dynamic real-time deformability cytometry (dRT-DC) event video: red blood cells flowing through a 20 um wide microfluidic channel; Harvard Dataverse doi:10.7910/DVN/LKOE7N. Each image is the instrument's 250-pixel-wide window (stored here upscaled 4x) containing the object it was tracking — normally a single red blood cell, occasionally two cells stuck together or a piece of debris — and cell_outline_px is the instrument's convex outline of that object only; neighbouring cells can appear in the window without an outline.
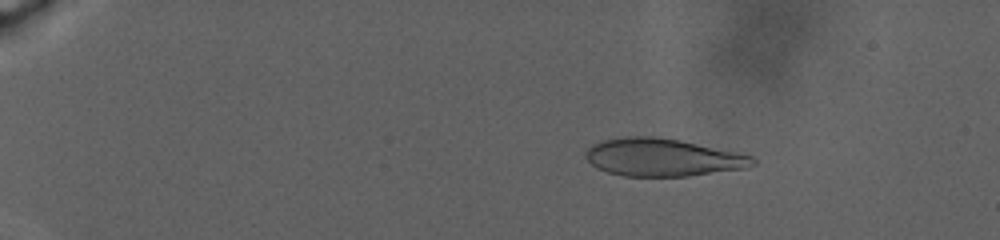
{"species": "human", "species_latin": "Homo sapiens", "temperature_condition": "warm", "stored_images_in_passage": 113, "camera_frame_rate_fps": 3000, "um_per_image_px": 0.085, "donor": {"sex": "male"}, "frame": {"image": 1, "passage_image": 21, "time_ms": 5.667, "image_size_px": [1000, 240], "cell_outline_px": [[756, 164], [748, 168], [688, 176], [624, 176], [608, 172], [596, 168], [584, 156], [584, 152], [592, 144], [600, 140], [628, 136], [652, 136], [680, 140], [736, 152], [752, 156], [756, 160]], "centroid_in_image_um": [56.31, 13.38], "position_along_channel_um": 28.7, "area_um2": 36.82}}
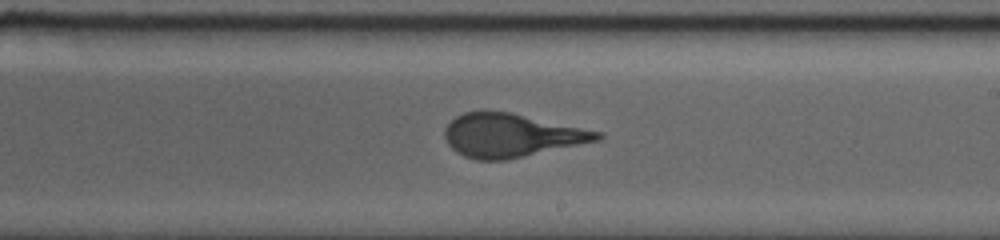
{"frame": {"image": 2, "passage_image": 72, "time_ms": 20.667, "image_size_px": [1000, 240], "cell_outline_px": [[604, 136], [600, 140], [508, 160], [476, 160], [464, 156], [456, 152], [448, 144], [444, 136], [444, 128], [456, 116], [464, 112], [484, 108], [512, 112], [600, 132]], "centroid_in_image_um": [43.4, 11.48], "position_along_channel_um": 245.6, "area_um2": 39.13}}
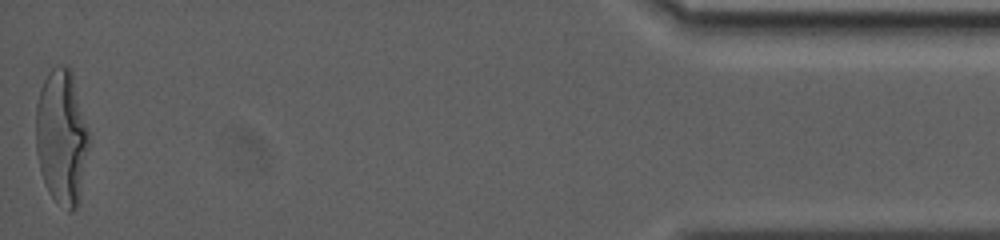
{"frame": {"image": 3, "passage_image": 112, "time_ms": 32.0, "image_size_px": [1000, 240], "cell_outline_px": [[88, 148], [80, 204], [72, 212], [68, 212], [48, 192], [40, 168], [36, 152], [36, 104], [40, 88], [48, 72], [56, 64], [68, 64], [72, 72], [88, 132]], "centroid_in_image_um": [5.23, 11.65], "position_along_channel_um": 430.0, "area_um2": 41.91}, "authors_computed_cell_mechanics": {"area_um2": 38.2636, "velocity_mm_per_s": 2.2585, "shape_relaxation_time_tau1_ms": 8.2408, "shape_relaxation_time_tau2_ms": null, "deformation_change_tau1": 0.2816, "deformation_change_tau2": null}}